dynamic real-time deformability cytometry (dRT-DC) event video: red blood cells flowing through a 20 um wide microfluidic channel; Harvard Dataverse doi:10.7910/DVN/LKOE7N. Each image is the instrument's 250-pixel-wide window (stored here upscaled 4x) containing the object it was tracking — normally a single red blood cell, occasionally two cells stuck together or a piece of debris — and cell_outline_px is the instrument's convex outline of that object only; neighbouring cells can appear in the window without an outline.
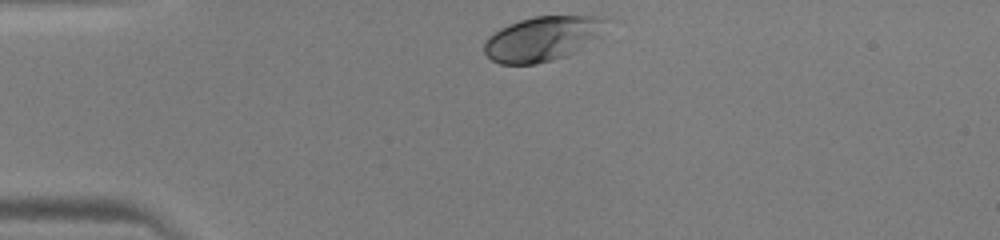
{"species": "human", "species_latin": "Homo sapiens", "temperature_condition": "warm", "stored_images_in_passage": 29, "camera_frame_rate_fps": 3000, "um_per_image_px": 0.085, "donor": {"sex": "male"}, "frame": {"image": 1, "passage_image": 1, "time_ms": 0.0, "image_size_px": [1000, 240], "cell_outline_px": [[608, 20], [600, 36], [568, 56], [536, 64], [500, 64], [492, 60], [484, 52], [484, 40], [488, 36], [500, 28], [508, 24], [520, 20], [536, 16], [604, 16]], "centroid_in_image_um": [46.1, 3.28], "position_along_channel_um": 38.9, "area_um2": 31.85}}
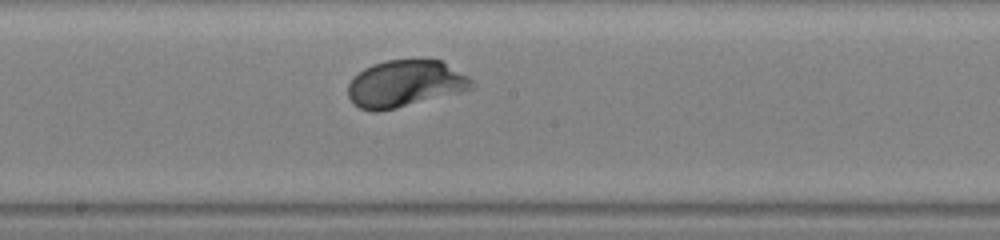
{"frame": {"image": 2, "passage_image": 16, "time_ms": 5.0, "image_size_px": [1000, 240], "cell_outline_px": [[476, 88], [380, 112], [372, 112], [360, 108], [352, 104], [348, 96], [348, 84], [364, 68], [372, 64], [384, 60], [440, 60], [468, 76], [472, 80]], "centroid_in_image_um": [34.42, 7.13], "position_along_channel_um": 213.8, "area_um2": 33.7}}
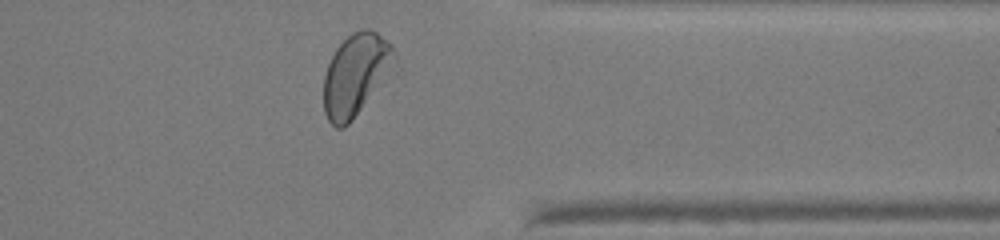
{"frame": {"image": 3, "passage_image": 28, "time_ms": 9.0, "image_size_px": [1000, 240], "cell_outline_px": [[400, 68], [396, 76], [344, 128], [336, 128], [328, 120], [324, 112], [324, 76], [328, 64], [336, 48], [352, 32], [360, 28], [372, 28], [388, 40], [392, 44], [396, 52], [400, 64]], "centroid_in_image_um": [30.4, 6.35], "position_along_channel_um": 381.0, "area_um2": 36.07}}